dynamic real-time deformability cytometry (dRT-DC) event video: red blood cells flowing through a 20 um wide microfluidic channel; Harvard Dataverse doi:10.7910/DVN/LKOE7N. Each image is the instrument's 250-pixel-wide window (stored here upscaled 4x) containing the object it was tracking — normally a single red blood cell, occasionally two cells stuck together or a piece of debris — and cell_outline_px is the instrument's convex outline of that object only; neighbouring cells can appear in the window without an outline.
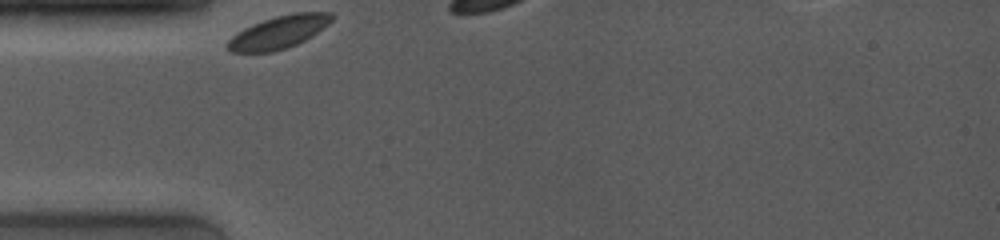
{"species": "common noctule bat (a hibernating species)", "species_latin": "Nyctalus noctula", "temperature_condition": "room temperature", "stored_images_in_passage": 3, "camera_frame_rate_fps": 4000, "um_per_image_px": 0.085, "animal": {"sex": "female", "body_mass_g": 19.0, "forearm_length_mm": 53.3}, "frame": {"image": 1, "passage_image": 1, "time_ms": 0.0, "image_size_px": [1000, 240], "cell_outline_px": [[332, 20], [328, 24], [312, 36], [296, 44], [272, 52], [232, 52], [228, 48], [228, 40], [232, 36], [244, 28], [252, 24], [276, 16], [292, 12], [332, 12]], "centroid_in_image_um": [23.7, 2.72], "position_along_channel_um": 61.3, "area_um2": 19.59}}